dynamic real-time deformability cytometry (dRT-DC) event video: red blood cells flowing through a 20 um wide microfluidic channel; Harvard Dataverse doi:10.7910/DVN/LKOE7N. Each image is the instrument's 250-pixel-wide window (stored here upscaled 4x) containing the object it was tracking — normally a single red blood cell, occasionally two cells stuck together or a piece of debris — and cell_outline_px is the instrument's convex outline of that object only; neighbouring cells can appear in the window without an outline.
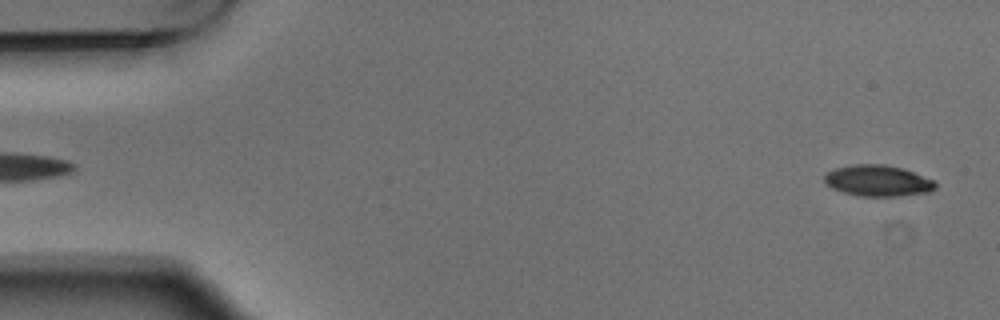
{"species": "Egyptian fruit bat (a non-hibernating species)", "species_latin": "Rousettus aegyptiacus", "temperature_condition": "warm", "stored_images_in_passage": 6, "segment_of_instrument_passage": [2, 2], "camera_frame_rate_fps": 3000, "um_per_image_px": 0.085, "animal": {"sex": "male"}, "frame": {"image": 1, "passage_image": 6, "time_ms": 1.667, "image_size_px": [1000, 320], "cell_outline_px": [[936, 188], [932, 192], [896, 196], [856, 196], [832, 188], [824, 180], [824, 176], [828, 172], [836, 168], [856, 164], [884, 164], [904, 168], [936, 180]], "centroid_in_image_um": [74.68, 15.36], "position_along_channel_um": 10.3, "area_um2": 20.29}}